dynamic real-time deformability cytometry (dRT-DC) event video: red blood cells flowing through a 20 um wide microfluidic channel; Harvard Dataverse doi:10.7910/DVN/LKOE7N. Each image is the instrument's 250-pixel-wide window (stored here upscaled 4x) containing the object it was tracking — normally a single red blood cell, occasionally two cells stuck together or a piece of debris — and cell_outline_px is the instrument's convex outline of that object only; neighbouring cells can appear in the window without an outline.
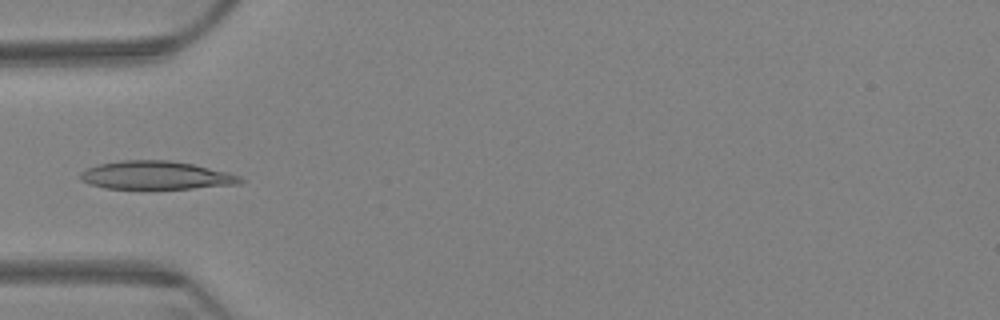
{"species": "Egyptian fruit bat (a non-hibernating species)", "species_latin": "Rousettus aegyptiacus", "temperature_condition": "warm", "stored_images_in_passage": 43, "camera_frame_rate_fps": 3000, "um_per_image_px": 0.085, "animal": {"sex": "female"}, "frame": {"image": 1, "passage_image": 1, "time_ms": 0.0, "image_size_px": [1000, 320], "cell_outline_px": [[244, 180], [240, 184], [192, 188], [104, 188], [88, 184], [80, 180], [80, 172], [88, 168], [100, 164], [120, 160], [168, 160], [192, 164], [228, 172], [240, 176]], "centroid_in_image_um": [13.25, 14.9], "position_along_channel_um": 71.7, "area_um2": 26.18}}
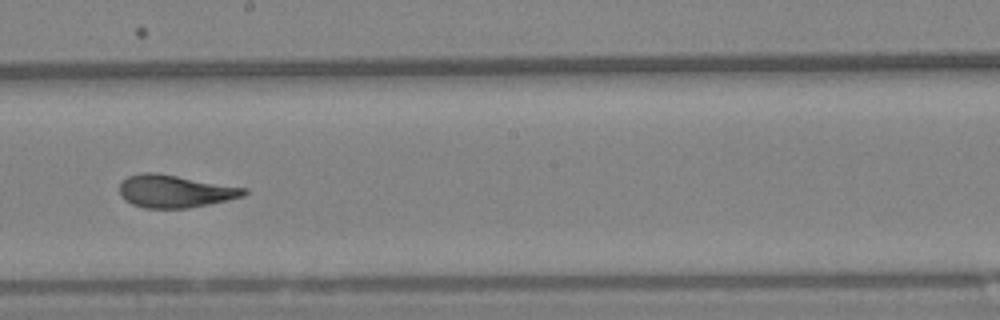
{"frame": {"image": 2, "passage_image": 16, "time_ms": 5.0, "image_size_px": [1000, 320], "cell_outline_px": [[248, 192], [244, 196], [208, 204], [188, 208], [144, 208], [132, 204], [124, 200], [120, 196], [120, 184], [128, 176], [144, 172], [156, 172], [248, 188]], "centroid_in_image_um": [14.87, 16.25], "position_along_channel_um": 233.3, "area_um2": 23.7}}
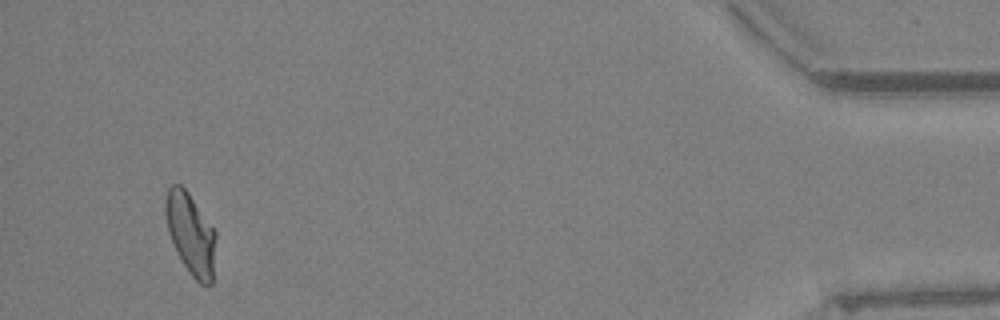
{"frame": {"image": 3, "passage_image": 40, "time_ms": 13.0, "image_size_px": [1000, 320], "cell_outline_px": [[216, 236], [212, 284], [208, 288], [200, 284], [192, 276], [184, 264], [168, 232], [164, 212], [164, 204], [168, 188], [172, 184], [180, 184], [188, 192], [216, 232]], "centroid_in_image_um": [16.21, 19.88], "position_along_channel_um": 419.0, "area_um2": 23.76}}